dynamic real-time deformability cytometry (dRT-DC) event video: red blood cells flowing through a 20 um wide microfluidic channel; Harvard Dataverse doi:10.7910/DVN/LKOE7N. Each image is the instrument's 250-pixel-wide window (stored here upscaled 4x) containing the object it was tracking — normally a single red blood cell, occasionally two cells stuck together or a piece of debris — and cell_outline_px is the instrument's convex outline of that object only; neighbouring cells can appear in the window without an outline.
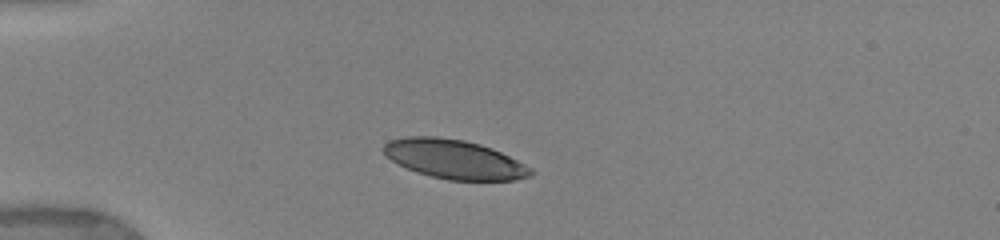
{"species": "human", "species_latin": "Homo sapiens", "temperature_condition": "warm", "stored_images_in_passage": 46, "camera_frame_rate_fps": 3000, "um_per_image_px": 0.085, "donor": {"sex": "female"}, "frame": {"image": 1, "passage_image": 1, "time_ms": 0.0, "image_size_px": [1000, 240], "cell_outline_px": [[536, 172], [532, 176], [516, 180], [448, 180], [416, 172], [392, 160], [384, 152], [384, 144], [388, 140], [408, 136], [436, 136], [464, 140], [480, 144], [492, 148], [532, 168]], "centroid_in_image_um": [38.65, 13.53], "position_along_channel_um": 46.4, "area_um2": 33.41}}